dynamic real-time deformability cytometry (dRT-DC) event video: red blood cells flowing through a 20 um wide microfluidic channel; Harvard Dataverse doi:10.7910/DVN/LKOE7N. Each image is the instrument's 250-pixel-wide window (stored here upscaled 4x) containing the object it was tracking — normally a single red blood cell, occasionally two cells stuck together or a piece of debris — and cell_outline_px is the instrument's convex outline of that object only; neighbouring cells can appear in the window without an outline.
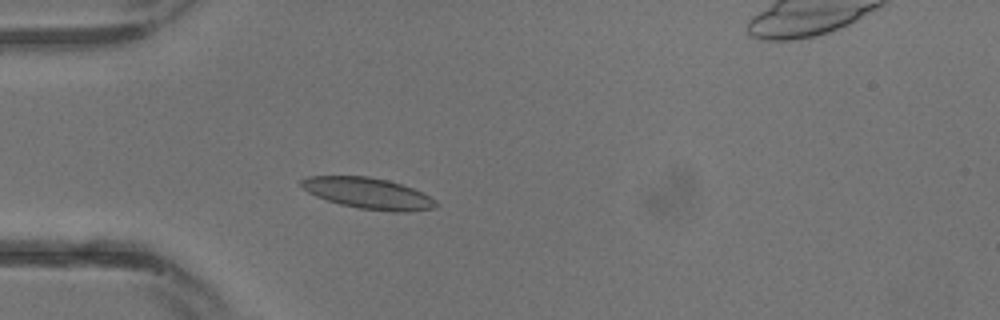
{"species": "common noctule bat (a hibernating species)", "species_latin": "Nyctalus noctula", "temperature_condition": "warm", "stored_images_in_passage": 9, "camera_frame_rate_fps": 3000, "um_per_image_px": 0.085, "animal": {"sex": "male", "body_mass_g": 13.3}, "frame": {"image": 1, "passage_image": 6, "time_ms": 1.667, "image_size_px": [1000, 320], "cell_outline_px": [[436, 208], [408, 212], [392, 212], [360, 208], [340, 204], [316, 196], [308, 192], [300, 184], [300, 180], [308, 176], [368, 176], [388, 180], [412, 188], [436, 200]], "centroid_in_image_um": [31.29, 16.43], "position_along_channel_um": 53.7, "area_um2": 24.22}}
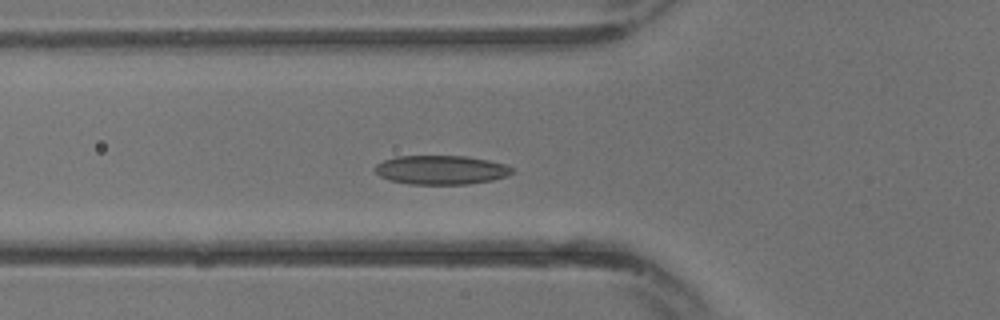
{"frame": {"image": 2, "passage_image": 8, "time_ms": 2.333, "image_size_px": [1000, 320], "cell_outline_px": [[512, 172], [508, 176], [492, 180], [468, 184], [408, 184], [388, 180], [380, 176], [372, 168], [376, 164], [384, 160], [396, 156], [468, 156], [488, 160], [504, 164], [512, 168]], "centroid_in_image_um": [37.45, 14.44], "position_along_channel_um": 88.3, "area_um2": 23.29}}